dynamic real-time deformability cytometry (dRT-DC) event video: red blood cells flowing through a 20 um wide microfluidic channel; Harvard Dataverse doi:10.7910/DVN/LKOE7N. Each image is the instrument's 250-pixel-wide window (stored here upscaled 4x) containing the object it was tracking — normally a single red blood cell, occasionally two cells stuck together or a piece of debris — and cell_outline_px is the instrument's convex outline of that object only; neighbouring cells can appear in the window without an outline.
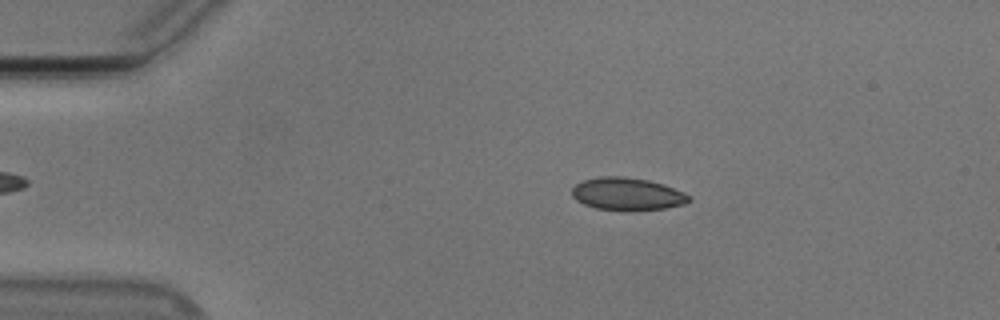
{"species": "Egyptian fruit bat (a non-hibernating species)", "species_latin": "Rousettus aegyptiacus", "temperature_condition": "cold", "stored_images_in_passage": 45, "camera_frame_rate_fps": 3000, "um_per_image_px": 0.085, "animal": {"sex": "male"}, "frame": {"image": 1, "passage_image": 2, "time_ms": 0.333, "image_size_px": [1000, 320], "cell_outline_px": [[692, 200], [684, 204], [664, 208], [632, 212], [628, 212], [596, 208], [584, 204], [576, 200], [572, 196], [572, 188], [576, 184], [584, 180], [600, 176], [624, 176], [648, 180], [664, 184], [688, 196]], "centroid_in_image_um": [53.28, 16.5], "position_along_channel_um": 31.7, "area_um2": 22.37}}
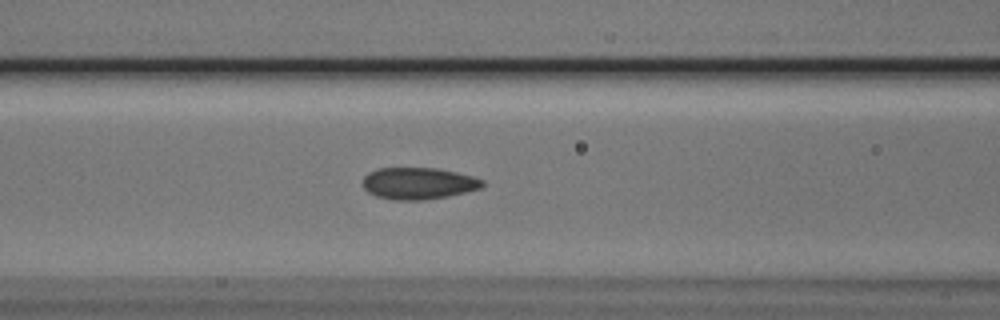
{"frame": {"image": 2, "passage_image": 14, "time_ms": 4.333, "image_size_px": [1000, 320], "cell_outline_px": [[484, 184], [480, 188], [468, 192], [448, 196], [424, 200], [392, 200], [376, 196], [368, 192], [364, 188], [364, 176], [368, 172], [380, 168], [436, 168], [456, 172], [472, 176], [484, 180]], "centroid_in_image_um": [35.57, 15.59], "position_along_channel_um": 131.0, "area_um2": 22.2}}
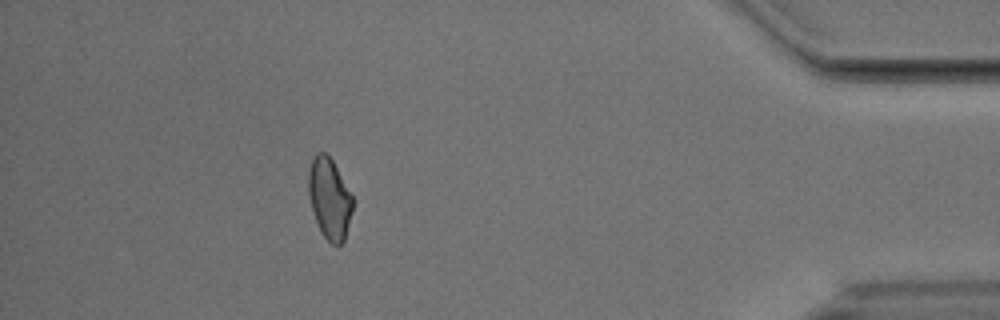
{"frame": {"image": 3, "passage_image": 40, "time_ms": 13.0, "image_size_px": [1000, 320], "cell_outline_px": [[352, 212], [344, 240], [340, 244], [332, 244], [320, 232], [312, 208], [308, 192], [308, 172], [312, 160], [316, 152], [324, 152], [332, 160], [352, 196]], "centroid_in_image_um": [27.99, 16.87], "position_along_channel_um": 407.2, "area_um2": 20.46}, "authors_computed_cell_mechanics": {"area_um2": 21.9062, "velocity_mm_per_s": 3.7791, "shape_relaxation_time_tau1_ms": 8.5441, "shape_relaxation_time_tau2_ms": 1.8821, "deformation_change_tau1": 0.1362, "deformation_change_tau2": 0.0555}}